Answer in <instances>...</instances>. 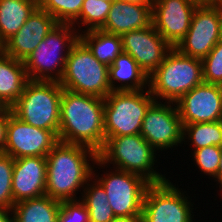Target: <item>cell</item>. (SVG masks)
Wrapping results in <instances>:
<instances>
[{"mask_svg":"<svg viewBox=\"0 0 222 222\" xmlns=\"http://www.w3.org/2000/svg\"><path fill=\"white\" fill-rule=\"evenodd\" d=\"M97 159L87 146L59 141L46 155V195L59 202L80 199Z\"/></svg>","mask_w":222,"mask_h":222,"instance_id":"1","label":"cell"},{"mask_svg":"<svg viewBox=\"0 0 222 222\" xmlns=\"http://www.w3.org/2000/svg\"><path fill=\"white\" fill-rule=\"evenodd\" d=\"M58 139L98 153L105 143L104 99L63 89Z\"/></svg>","mask_w":222,"mask_h":222,"instance_id":"2","label":"cell"},{"mask_svg":"<svg viewBox=\"0 0 222 222\" xmlns=\"http://www.w3.org/2000/svg\"><path fill=\"white\" fill-rule=\"evenodd\" d=\"M157 153L140 134H135L107 139L98 152V159L110 169L138 174L151 184L172 180V177L166 178L167 173L157 171L156 163H160L158 158L161 155Z\"/></svg>","mask_w":222,"mask_h":222,"instance_id":"3","label":"cell"},{"mask_svg":"<svg viewBox=\"0 0 222 222\" xmlns=\"http://www.w3.org/2000/svg\"><path fill=\"white\" fill-rule=\"evenodd\" d=\"M202 82V59L183 55L172 48L160 66L148 76V89L155 101L176 103Z\"/></svg>","mask_w":222,"mask_h":222,"instance_id":"4","label":"cell"},{"mask_svg":"<svg viewBox=\"0 0 222 222\" xmlns=\"http://www.w3.org/2000/svg\"><path fill=\"white\" fill-rule=\"evenodd\" d=\"M78 40L77 29L59 23L23 61L28 79L59 82L70 50Z\"/></svg>","mask_w":222,"mask_h":222,"instance_id":"5","label":"cell"},{"mask_svg":"<svg viewBox=\"0 0 222 222\" xmlns=\"http://www.w3.org/2000/svg\"><path fill=\"white\" fill-rule=\"evenodd\" d=\"M62 91L59 82L29 80L23 94L10 107L11 113L31 126L53 131L58 136Z\"/></svg>","mask_w":222,"mask_h":222,"instance_id":"6","label":"cell"},{"mask_svg":"<svg viewBox=\"0 0 222 222\" xmlns=\"http://www.w3.org/2000/svg\"><path fill=\"white\" fill-rule=\"evenodd\" d=\"M59 83L63 89L103 99L112 92L109 67L101 63L80 39L70 50Z\"/></svg>","mask_w":222,"mask_h":222,"instance_id":"7","label":"cell"},{"mask_svg":"<svg viewBox=\"0 0 222 222\" xmlns=\"http://www.w3.org/2000/svg\"><path fill=\"white\" fill-rule=\"evenodd\" d=\"M154 101L149 89L112 91L104 98L105 141L140 134L145 113Z\"/></svg>","mask_w":222,"mask_h":222,"instance_id":"8","label":"cell"},{"mask_svg":"<svg viewBox=\"0 0 222 222\" xmlns=\"http://www.w3.org/2000/svg\"><path fill=\"white\" fill-rule=\"evenodd\" d=\"M100 167L106 171L101 170L103 173L97 174L95 168L100 169ZM106 168L108 166L97 159L93 167V177L105 189L114 215L116 217L142 215L145 192L151 183L138 174L115 168L108 171Z\"/></svg>","mask_w":222,"mask_h":222,"instance_id":"9","label":"cell"},{"mask_svg":"<svg viewBox=\"0 0 222 222\" xmlns=\"http://www.w3.org/2000/svg\"><path fill=\"white\" fill-rule=\"evenodd\" d=\"M191 201L187 191H183L169 179L152 183L144 196L143 222H195V202Z\"/></svg>","mask_w":222,"mask_h":222,"instance_id":"10","label":"cell"},{"mask_svg":"<svg viewBox=\"0 0 222 222\" xmlns=\"http://www.w3.org/2000/svg\"><path fill=\"white\" fill-rule=\"evenodd\" d=\"M140 135L157 151L183 145V125L176 103L154 101L145 113Z\"/></svg>","mask_w":222,"mask_h":222,"instance_id":"11","label":"cell"},{"mask_svg":"<svg viewBox=\"0 0 222 222\" xmlns=\"http://www.w3.org/2000/svg\"><path fill=\"white\" fill-rule=\"evenodd\" d=\"M221 38L222 7L200 3L189 30L175 48L183 55L203 59Z\"/></svg>","mask_w":222,"mask_h":222,"instance_id":"12","label":"cell"},{"mask_svg":"<svg viewBox=\"0 0 222 222\" xmlns=\"http://www.w3.org/2000/svg\"><path fill=\"white\" fill-rule=\"evenodd\" d=\"M58 142V136L53 131L34 127L21 121L8 108L7 135L3 153L14 159L46 157Z\"/></svg>","mask_w":222,"mask_h":222,"instance_id":"13","label":"cell"},{"mask_svg":"<svg viewBox=\"0 0 222 222\" xmlns=\"http://www.w3.org/2000/svg\"><path fill=\"white\" fill-rule=\"evenodd\" d=\"M199 0H154L152 25L175 48L190 28Z\"/></svg>","mask_w":222,"mask_h":222,"instance_id":"14","label":"cell"},{"mask_svg":"<svg viewBox=\"0 0 222 222\" xmlns=\"http://www.w3.org/2000/svg\"><path fill=\"white\" fill-rule=\"evenodd\" d=\"M182 125L222 120V85L202 82L176 102Z\"/></svg>","mask_w":222,"mask_h":222,"instance_id":"15","label":"cell"},{"mask_svg":"<svg viewBox=\"0 0 222 222\" xmlns=\"http://www.w3.org/2000/svg\"><path fill=\"white\" fill-rule=\"evenodd\" d=\"M121 37L123 52L132 56L147 76L160 66L172 49L152 23L143 29L124 33Z\"/></svg>","mask_w":222,"mask_h":222,"instance_id":"16","label":"cell"},{"mask_svg":"<svg viewBox=\"0 0 222 222\" xmlns=\"http://www.w3.org/2000/svg\"><path fill=\"white\" fill-rule=\"evenodd\" d=\"M58 24L53 16L38 7L20 30L0 48L8 56L24 61Z\"/></svg>","mask_w":222,"mask_h":222,"instance_id":"17","label":"cell"},{"mask_svg":"<svg viewBox=\"0 0 222 222\" xmlns=\"http://www.w3.org/2000/svg\"><path fill=\"white\" fill-rule=\"evenodd\" d=\"M46 157L33 156L14 159L12 195L14 204L46 195Z\"/></svg>","mask_w":222,"mask_h":222,"instance_id":"18","label":"cell"},{"mask_svg":"<svg viewBox=\"0 0 222 222\" xmlns=\"http://www.w3.org/2000/svg\"><path fill=\"white\" fill-rule=\"evenodd\" d=\"M152 22V10L148 6L114 0L102 31L122 36L133 30L143 29Z\"/></svg>","mask_w":222,"mask_h":222,"instance_id":"19","label":"cell"},{"mask_svg":"<svg viewBox=\"0 0 222 222\" xmlns=\"http://www.w3.org/2000/svg\"><path fill=\"white\" fill-rule=\"evenodd\" d=\"M109 85L111 91L145 90L148 76L132 56L122 52L109 66Z\"/></svg>","mask_w":222,"mask_h":222,"instance_id":"20","label":"cell"},{"mask_svg":"<svg viewBox=\"0 0 222 222\" xmlns=\"http://www.w3.org/2000/svg\"><path fill=\"white\" fill-rule=\"evenodd\" d=\"M29 81L23 61L8 56L0 48V101L10 108L23 94Z\"/></svg>","mask_w":222,"mask_h":222,"instance_id":"21","label":"cell"},{"mask_svg":"<svg viewBox=\"0 0 222 222\" xmlns=\"http://www.w3.org/2000/svg\"><path fill=\"white\" fill-rule=\"evenodd\" d=\"M39 7V0H0V47Z\"/></svg>","mask_w":222,"mask_h":222,"instance_id":"22","label":"cell"},{"mask_svg":"<svg viewBox=\"0 0 222 222\" xmlns=\"http://www.w3.org/2000/svg\"><path fill=\"white\" fill-rule=\"evenodd\" d=\"M61 202L44 195L14 204V222H58Z\"/></svg>","mask_w":222,"mask_h":222,"instance_id":"23","label":"cell"},{"mask_svg":"<svg viewBox=\"0 0 222 222\" xmlns=\"http://www.w3.org/2000/svg\"><path fill=\"white\" fill-rule=\"evenodd\" d=\"M79 39L101 63L108 67L123 52L122 37L101 29L83 32L79 34Z\"/></svg>","mask_w":222,"mask_h":222,"instance_id":"24","label":"cell"},{"mask_svg":"<svg viewBox=\"0 0 222 222\" xmlns=\"http://www.w3.org/2000/svg\"><path fill=\"white\" fill-rule=\"evenodd\" d=\"M81 197L89 213V222H112L116 218L105 189L94 177L86 183Z\"/></svg>","mask_w":222,"mask_h":222,"instance_id":"25","label":"cell"},{"mask_svg":"<svg viewBox=\"0 0 222 222\" xmlns=\"http://www.w3.org/2000/svg\"><path fill=\"white\" fill-rule=\"evenodd\" d=\"M183 143L185 146L187 144L190 148H193L189 149L191 153L194 150L211 145L222 147V120L185 124L183 126Z\"/></svg>","mask_w":222,"mask_h":222,"instance_id":"26","label":"cell"},{"mask_svg":"<svg viewBox=\"0 0 222 222\" xmlns=\"http://www.w3.org/2000/svg\"><path fill=\"white\" fill-rule=\"evenodd\" d=\"M111 5L112 2L84 0L79 17L71 25L75 29L79 28L77 29L79 34L90 30L101 29L105 24ZM81 27L85 28L82 29Z\"/></svg>","mask_w":222,"mask_h":222,"instance_id":"27","label":"cell"},{"mask_svg":"<svg viewBox=\"0 0 222 222\" xmlns=\"http://www.w3.org/2000/svg\"><path fill=\"white\" fill-rule=\"evenodd\" d=\"M84 0H39V7L58 23L72 24L80 15Z\"/></svg>","mask_w":222,"mask_h":222,"instance_id":"28","label":"cell"},{"mask_svg":"<svg viewBox=\"0 0 222 222\" xmlns=\"http://www.w3.org/2000/svg\"><path fill=\"white\" fill-rule=\"evenodd\" d=\"M190 157L194 165L199 169L198 172H203L204 175L209 176L212 180L217 177V171L220 164L221 147L211 145L194 150L190 153ZM212 179H211V178Z\"/></svg>","mask_w":222,"mask_h":222,"instance_id":"29","label":"cell"},{"mask_svg":"<svg viewBox=\"0 0 222 222\" xmlns=\"http://www.w3.org/2000/svg\"><path fill=\"white\" fill-rule=\"evenodd\" d=\"M14 158L0 153V208L12 210L14 206L12 195V174Z\"/></svg>","mask_w":222,"mask_h":222,"instance_id":"30","label":"cell"},{"mask_svg":"<svg viewBox=\"0 0 222 222\" xmlns=\"http://www.w3.org/2000/svg\"><path fill=\"white\" fill-rule=\"evenodd\" d=\"M202 65L204 82L222 85V38L202 59Z\"/></svg>","mask_w":222,"mask_h":222,"instance_id":"31","label":"cell"},{"mask_svg":"<svg viewBox=\"0 0 222 222\" xmlns=\"http://www.w3.org/2000/svg\"><path fill=\"white\" fill-rule=\"evenodd\" d=\"M58 222H89V213L80 200L61 202Z\"/></svg>","mask_w":222,"mask_h":222,"instance_id":"32","label":"cell"},{"mask_svg":"<svg viewBox=\"0 0 222 222\" xmlns=\"http://www.w3.org/2000/svg\"><path fill=\"white\" fill-rule=\"evenodd\" d=\"M8 108L0 115V153L4 152L7 135Z\"/></svg>","mask_w":222,"mask_h":222,"instance_id":"33","label":"cell"},{"mask_svg":"<svg viewBox=\"0 0 222 222\" xmlns=\"http://www.w3.org/2000/svg\"><path fill=\"white\" fill-rule=\"evenodd\" d=\"M112 222H143L142 215L116 217Z\"/></svg>","mask_w":222,"mask_h":222,"instance_id":"34","label":"cell"},{"mask_svg":"<svg viewBox=\"0 0 222 222\" xmlns=\"http://www.w3.org/2000/svg\"><path fill=\"white\" fill-rule=\"evenodd\" d=\"M0 222H14L12 210L0 208Z\"/></svg>","mask_w":222,"mask_h":222,"instance_id":"35","label":"cell"},{"mask_svg":"<svg viewBox=\"0 0 222 222\" xmlns=\"http://www.w3.org/2000/svg\"><path fill=\"white\" fill-rule=\"evenodd\" d=\"M217 183L219 184V192H222V147H221V157H220V164H219V168L217 171V177L214 179Z\"/></svg>","mask_w":222,"mask_h":222,"instance_id":"36","label":"cell"},{"mask_svg":"<svg viewBox=\"0 0 222 222\" xmlns=\"http://www.w3.org/2000/svg\"><path fill=\"white\" fill-rule=\"evenodd\" d=\"M123 1H127L132 4L148 6L151 10L154 3V0H123Z\"/></svg>","mask_w":222,"mask_h":222,"instance_id":"37","label":"cell"},{"mask_svg":"<svg viewBox=\"0 0 222 222\" xmlns=\"http://www.w3.org/2000/svg\"><path fill=\"white\" fill-rule=\"evenodd\" d=\"M200 2L205 5L222 7V0H201Z\"/></svg>","mask_w":222,"mask_h":222,"instance_id":"38","label":"cell"},{"mask_svg":"<svg viewBox=\"0 0 222 222\" xmlns=\"http://www.w3.org/2000/svg\"><path fill=\"white\" fill-rule=\"evenodd\" d=\"M7 109V107H5L3 105V103L0 101V115Z\"/></svg>","mask_w":222,"mask_h":222,"instance_id":"39","label":"cell"},{"mask_svg":"<svg viewBox=\"0 0 222 222\" xmlns=\"http://www.w3.org/2000/svg\"><path fill=\"white\" fill-rule=\"evenodd\" d=\"M99 1L113 2L114 0H99Z\"/></svg>","mask_w":222,"mask_h":222,"instance_id":"40","label":"cell"}]
</instances>
